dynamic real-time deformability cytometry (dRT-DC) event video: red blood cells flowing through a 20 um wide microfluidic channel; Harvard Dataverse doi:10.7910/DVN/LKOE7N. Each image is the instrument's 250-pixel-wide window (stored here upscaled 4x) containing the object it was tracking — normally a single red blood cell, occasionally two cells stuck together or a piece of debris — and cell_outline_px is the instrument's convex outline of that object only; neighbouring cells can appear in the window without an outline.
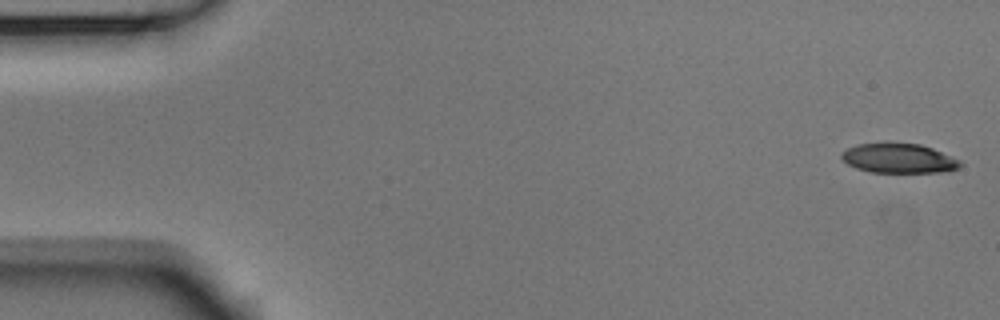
{"species": "Egyptian fruit bat (a non-hibernating species)", "species_latin": "Rousettus aegyptiacus", "temperature_condition": "room temperature", "stored_images_in_passage": 53, "camera_frame_rate_fps": 3000, "um_per_image_px": 0.085, "animal": {"sex": "male"}, "frame": {"image": 1, "passage_image": 1, "time_ms": 0.0, "image_size_px": [1000, 320], "cell_outline_px": [[964, 164], [956, 168], [940, 172], [872, 172], [856, 168], [848, 164], [840, 156], [848, 148], [856, 144], [888, 140], [920, 144], [932, 148], [952, 156], [960, 160]], "centroid_in_image_um": [76.38, 13.41], "position_along_channel_um": 8.6, "area_um2": 20.92}}
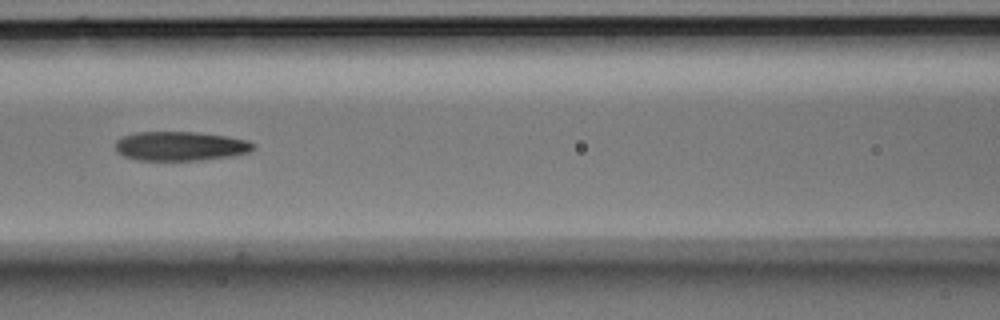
{"frame": {"image": 2, "passage_image": 23, "time_ms": 7.333, "image_size_px": [1000, 320], "cell_outline_px": [[256, 148], [248, 152], [232, 156], [200, 160], [136, 160], [124, 156], [116, 152], [116, 140], [120, 136], [136, 132], [200, 132], [228, 136], [248, 140], [256, 144]], "centroid_in_image_um": [15.34, 12.41], "position_along_channel_um": 151.3, "area_um2": 23.81}}
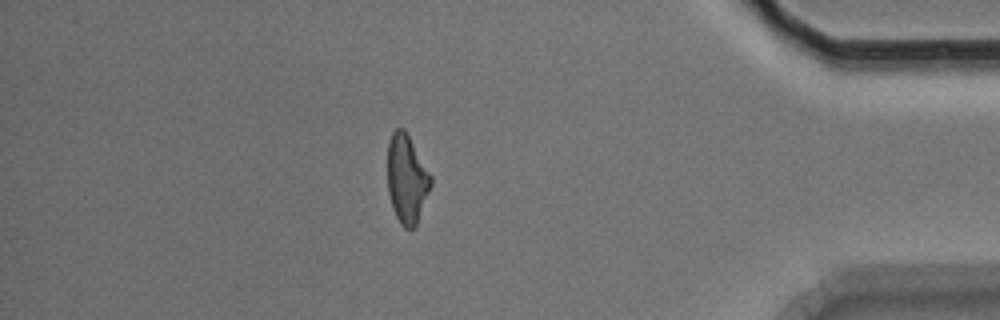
{"frame": {"image": 3, "passage_image": 46, "time_ms": 15.0, "image_size_px": [1000, 320], "cell_outline_px": [[432, 184], [416, 224], [412, 228], [404, 228], [400, 224], [392, 208], [388, 192], [388, 140], [392, 132], [396, 128], [404, 128], [408, 132], [432, 176]], "centroid_in_image_um": [34.58, 15.16], "position_along_channel_um": 400.6, "area_um2": 22.54}, "authors_computed_cell_mechanics": {"area_um2": 23.2934, "velocity_mm_per_s": 3.7545, "shape_relaxation_time_tau1_ms": 7.6524, "shape_relaxation_time_tau2_ms": 5.1308, "deformation_change_tau1": 0.1961, "deformation_change_tau2": 0.1637}}